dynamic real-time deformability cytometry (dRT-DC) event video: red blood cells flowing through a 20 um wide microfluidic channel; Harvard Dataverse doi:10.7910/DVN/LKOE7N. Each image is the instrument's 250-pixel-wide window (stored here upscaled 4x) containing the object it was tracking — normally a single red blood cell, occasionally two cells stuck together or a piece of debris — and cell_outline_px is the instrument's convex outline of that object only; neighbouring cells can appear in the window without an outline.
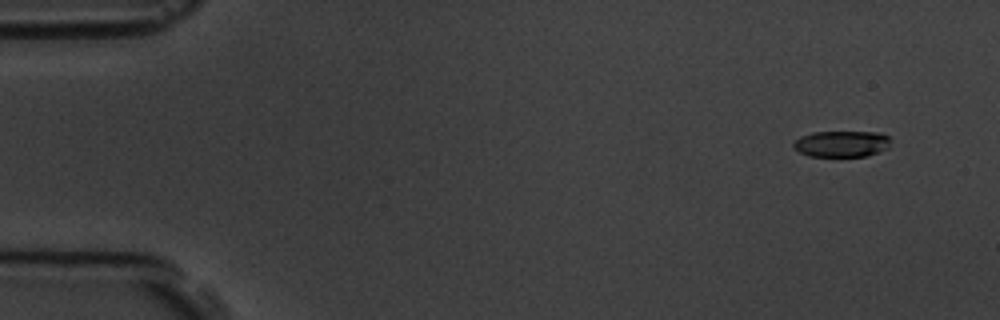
{"species": "common noctule bat (a hibernating species)", "species_latin": "Nyctalus noctula", "temperature_condition": "room temperature", "stored_images_in_passage": 6, "camera_frame_rate_fps": 3000, "um_per_image_px": 0.085, "animal": {"sex": "male", "body_mass_g": 19.5, "forearm_length_mm": 54.6}, "frame": {"image": 1, "passage_image": 2, "time_ms": 1.333, "image_size_px": [1000, 320], "cell_outline_px": [[892, 140], [888, 148], [868, 156], [808, 156], [792, 148], [792, 144], [800, 136], [812, 132], [880, 132], [888, 136]], "centroid_in_image_um": [71.55, 12.22], "position_along_channel_um": 13.5, "area_um2": 15.03}}
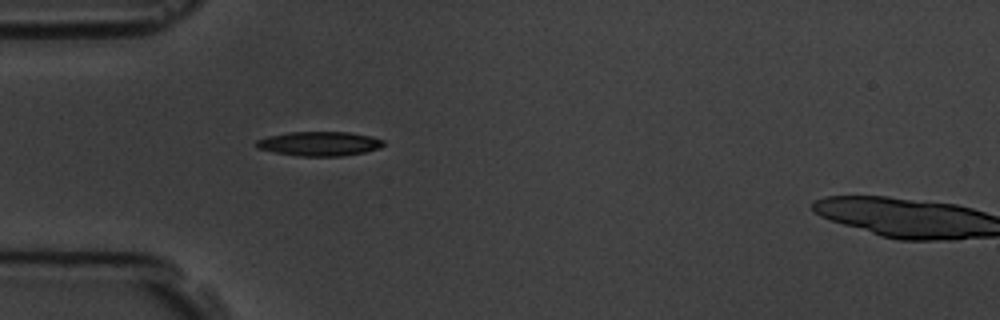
{"frame": {"image": 2, "passage_image": 5, "time_ms": 5.667, "image_size_px": [1000, 320], "cell_outline_px": [[384, 144], [380, 148], [364, 152], [340, 156], [296, 156], [256, 148], [256, 140], [268, 136], [288, 132], [348, 132], [368, 136], [384, 140]], "centroid_in_image_um": [27.12, 12.21], "position_along_channel_um": 57.9, "area_um2": 17.92}}